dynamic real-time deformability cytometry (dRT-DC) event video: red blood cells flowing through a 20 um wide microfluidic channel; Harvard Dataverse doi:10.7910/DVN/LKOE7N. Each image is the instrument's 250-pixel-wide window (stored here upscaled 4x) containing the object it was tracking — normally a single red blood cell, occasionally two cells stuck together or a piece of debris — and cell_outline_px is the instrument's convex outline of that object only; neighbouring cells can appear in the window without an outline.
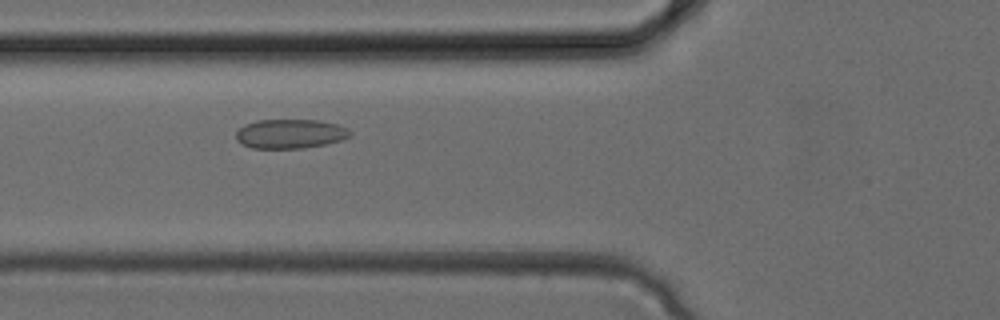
{"species": "common noctule bat (a hibernating species)", "species_latin": "Nyctalus noctula", "temperature_condition": "cold", "stored_images_in_passage": 33, "camera_frame_rate_fps": 3000, "um_per_image_px": 0.085, "animal": {"sex": "female", "body_mass_g": 24.6, "forearm_length_mm": 56.2}, "frame": {"image": 1, "passage_image": 12, "time_ms": 3.667, "image_size_px": [1000, 320], "cell_outline_px": [[352, 132], [348, 136], [340, 140], [324, 144], [304, 148], [252, 148], [236, 140], [236, 132], [244, 124], [256, 120], [316, 120], [336, 124], [348, 128]], "centroid_in_image_um": [24.64, 11.36], "position_along_channel_um": 101.2, "area_um2": 19.31}}
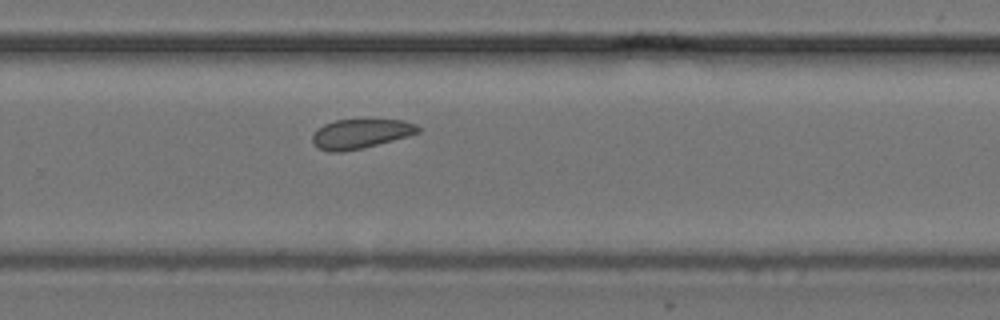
{"frame": {"image": 2, "passage_image": 22, "time_ms": 7.0, "image_size_px": [1000, 320], "cell_outline_px": [[420, 132], [408, 136], [360, 148], [340, 152], [328, 152], [312, 144], [312, 136], [316, 128], [324, 124], [336, 120], [364, 116], [368, 116], [404, 120], [416, 124], [420, 128]], "centroid_in_image_um": [30.66, 11.29], "position_along_channel_um": 299.1, "area_um2": 19.02}}
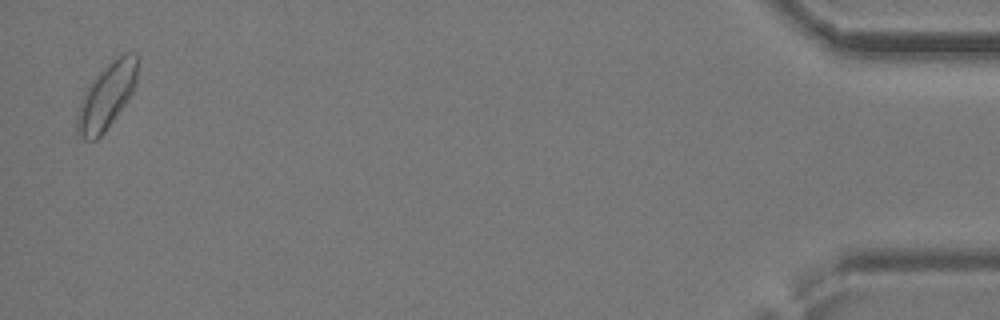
{"frame": {"image": 3, "passage_image": 33, "time_ms": 10.667, "image_size_px": [1000, 320], "cell_outline_px": [[140, 56], [136, 84], [132, 92], [124, 104], [104, 132], [96, 140], [84, 140], [76, 132], [76, 112], [80, 100], [84, 92], [92, 80], [112, 60], [124, 52], [136, 52]], "centroid_in_image_um": [9.07, 8.14], "position_along_channel_um": 426.1, "area_um2": 23.29}}